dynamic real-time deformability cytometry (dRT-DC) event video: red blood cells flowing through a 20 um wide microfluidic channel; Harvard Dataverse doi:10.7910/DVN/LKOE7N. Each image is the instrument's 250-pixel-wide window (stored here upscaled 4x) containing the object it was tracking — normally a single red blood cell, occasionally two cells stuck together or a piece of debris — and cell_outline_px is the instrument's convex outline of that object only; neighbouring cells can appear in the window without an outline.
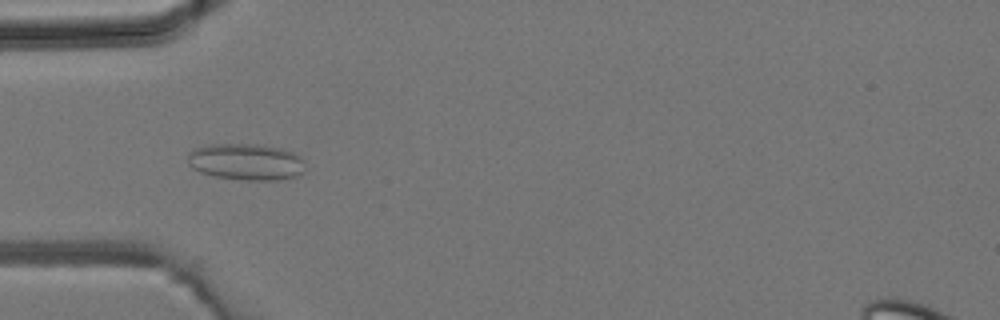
{"species": "common noctule bat (a hibernating species)", "species_latin": "Nyctalus noctula", "temperature_condition": "room temperature", "stored_images_in_passage": 32, "camera_frame_rate_fps": 3000, "um_per_image_px": 0.085, "animal": {"sex": "male", "body_mass_g": 19.2, "forearm_length_mm": 51.8}, "frame": {"image": 1, "passage_image": 6, "time_ms": 1.667, "image_size_px": [1000, 320], "cell_outline_px": [[304, 172], [300, 176], [276, 180], [248, 180], [216, 176], [200, 172], [192, 168], [188, 164], [188, 152], [192, 148], [204, 144], [264, 144], [280, 148], [292, 152], [300, 156], [304, 160]], "centroid_in_image_um": [20.91, 13.74], "position_along_channel_um": 64.1, "area_um2": 25.43}}
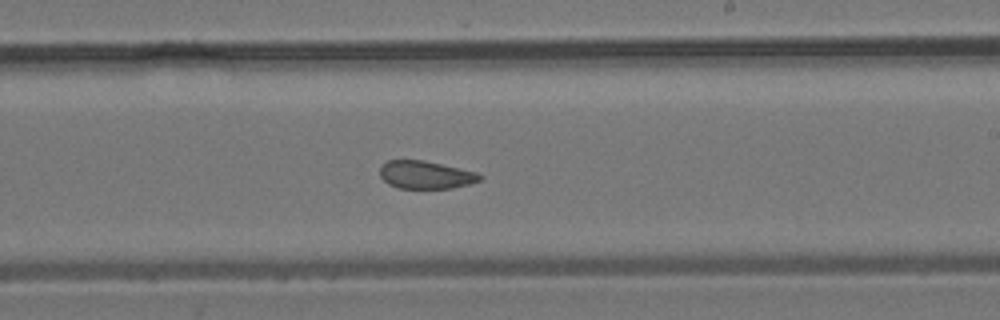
{"frame": {"image": 2, "passage_image": 18, "time_ms": 5.667, "image_size_px": [1000, 320], "cell_outline_px": [[484, 176], [480, 180], [468, 184], [452, 188], [400, 188], [388, 184], [380, 176], [380, 168], [388, 160], [424, 160], [476, 172]], "centroid_in_image_um": [36.18, 14.86], "position_along_channel_um": 252.8, "area_um2": 16.07}}
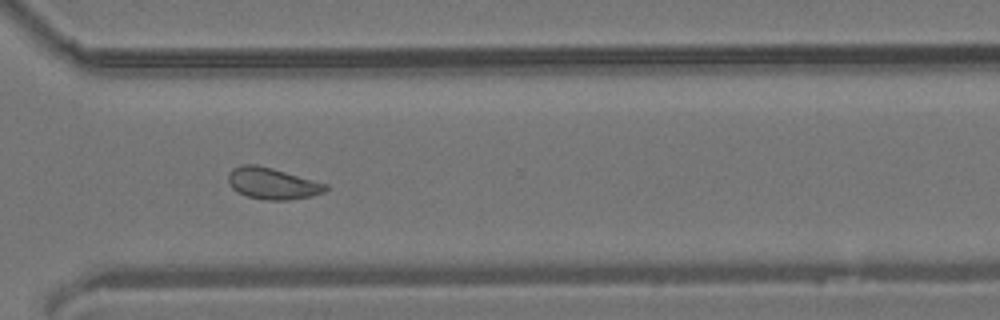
{"frame": {"image": 3, "passage_image": 24, "time_ms": 7.667, "image_size_px": [1000, 320], "cell_outline_px": [[328, 188], [324, 192], [312, 196], [288, 200], [268, 200], [248, 196], [236, 192], [232, 188], [228, 180], [228, 172], [232, 168], [244, 164], [256, 164], [272, 168], [328, 184]], "centroid_in_image_um": [23.14, 15.59], "position_along_channel_um": 347.5, "area_um2": 17.86}}